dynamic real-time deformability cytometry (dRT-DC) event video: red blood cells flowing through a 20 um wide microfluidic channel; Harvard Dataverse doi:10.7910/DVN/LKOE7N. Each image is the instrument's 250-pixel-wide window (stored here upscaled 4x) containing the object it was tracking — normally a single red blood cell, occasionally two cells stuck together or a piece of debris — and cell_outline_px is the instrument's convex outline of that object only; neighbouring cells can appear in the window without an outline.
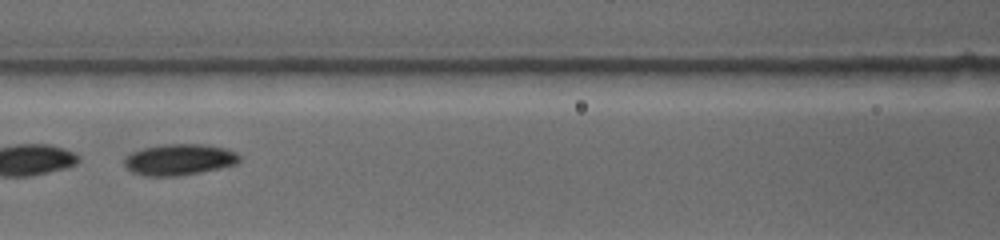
{"species": "common noctule bat (a hibernating species)", "species_latin": "Nyctalus noctula", "temperature_condition": "warm", "stored_images_in_passage": 4, "camera_frame_rate_fps": 4500, "um_per_image_px": 0.085, "animal": {"sex": "female", "body_mass_g": 19.0, "forearm_length_mm": 53.3}, "frame": {"image": 1, "passage_image": 3, "time_ms": 2.222, "image_size_px": [1000, 240], "cell_outline_px": [[240, 160], [236, 164], [220, 168], [200, 172], [176, 176], [144, 176], [132, 172], [124, 164], [124, 160], [132, 152], [140, 148], [164, 144], [200, 144], [224, 148], [236, 152], [240, 156]], "centroid_in_image_um": [15.23, 13.56], "position_along_channel_um": 151.4, "area_um2": 20.87}}